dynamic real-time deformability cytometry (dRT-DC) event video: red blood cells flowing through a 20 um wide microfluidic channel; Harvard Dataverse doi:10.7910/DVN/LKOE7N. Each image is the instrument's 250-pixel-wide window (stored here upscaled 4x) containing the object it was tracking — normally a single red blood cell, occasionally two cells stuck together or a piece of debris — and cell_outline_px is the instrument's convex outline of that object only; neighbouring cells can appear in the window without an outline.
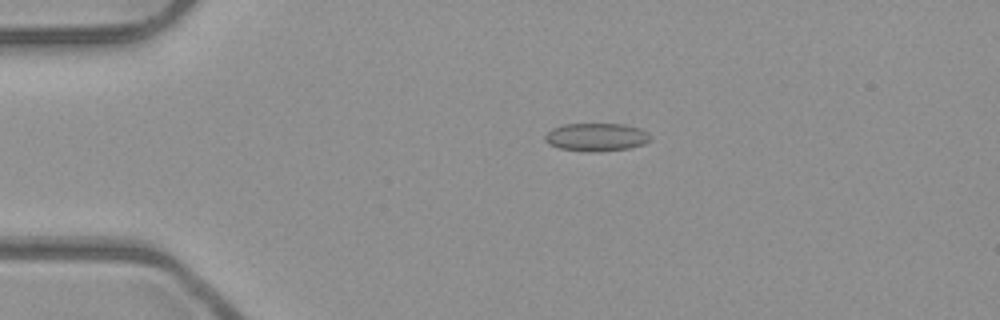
{"species": "common noctule bat (a hibernating species)", "species_latin": "Nyctalus noctula", "temperature_condition": "room temperature", "stored_images_in_passage": 5, "camera_frame_rate_fps": 3000, "um_per_image_px": 0.085, "animal": {"sex": "male", "body_mass_g": 23.1, "forearm_length_mm": 52.7}, "frame": {"image": 1, "passage_image": 4, "time_ms": 1.0, "image_size_px": [1000, 320], "cell_outline_px": [[652, 140], [644, 144], [628, 148], [596, 152], [588, 152], [560, 148], [548, 144], [544, 140], [544, 136], [552, 128], [564, 124], [624, 124], [640, 128], [648, 132], [652, 136]], "centroid_in_image_um": [50.71, 11.65], "position_along_channel_um": 34.3, "area_um2": 17.4}}